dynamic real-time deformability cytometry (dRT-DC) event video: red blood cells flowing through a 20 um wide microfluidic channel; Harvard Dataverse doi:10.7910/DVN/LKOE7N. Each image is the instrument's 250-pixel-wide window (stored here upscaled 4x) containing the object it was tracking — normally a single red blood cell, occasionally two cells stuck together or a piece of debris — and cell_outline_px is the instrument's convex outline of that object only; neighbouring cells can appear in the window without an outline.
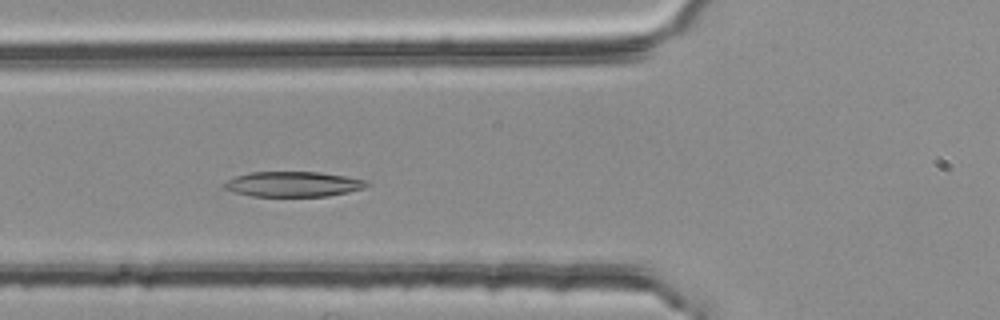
{"species": "common noctule bat (a hibernating species)", "species_latin": "Nyctalus noctula", "temperature_condition": "room temperature", "stored_images_in_passage": 43, "camera_frame_rate_fps": 3000, "um_per_image_px": 0.085, "animal": {"sex": "female", "body_mass_g": 25.1}, "frame": {"image": 1, "passage_image": 12, "time_ms": 3.667, "image_size_px": [1000, 320], "cell_outline_px": [[368, 184], [364, 188], [348, 192], [328, 196], [252, 196], [236, 192], [224, 188], [220, 184], [236, 176], [252, 172], [316, 172], [344, 176], [364, 180]], "centroid_in_image_um": [24.88, 15.65], "position_along_channel_um": 100.9, "area_um2": 20.63}}
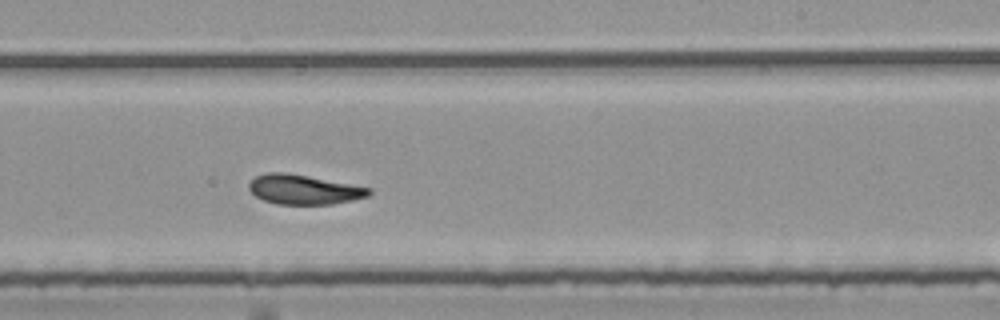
{"frame": {"image": 2, "passage_image": 25, "time_ms": 8.0, "image_size_px": [1000, 320], "cell_outline_px": [[372, 192], [368, 196], [352, 200], [332, 204], [276, 204], [264, 200], [256, 196], [248, 188], [248, 184], [256, 176], [268, 172], [288, 172], [372, 188]], "centroid_in_image_um": [25.83, 16.1], "position_along_channel_um": 263.2, "area_um2": 20.69}}
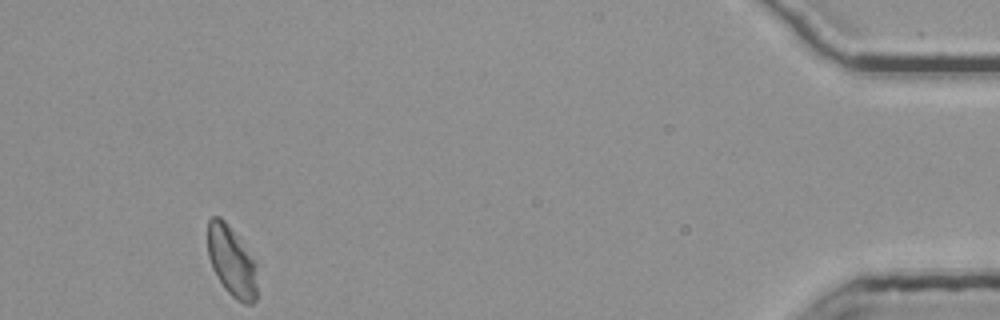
{"frame": {"image": 3, "passage_image": 43, "time_ms": 14.0, "image_size_px": [1000, 320], "cell_outline_px": [[256, 300], [252, 304], [244, 304], [236, 300], [224, 288], [216, 276], [212, 268], [208, 256], [208, 220], [212, 216], [220, 216], [224, 220], [236, 236], [256, 264]], "centroid_in_image_um": [19.66, 22.25], "position_along_channel_um": 415.5, "area_um2": 20.0}, "authors_computed_cell_mechanics": {"area_um2": 21.0392, "velocity_mm_per_s": 3.7414, "shape_relaxation_time_tau1_ms": 2.7939, "shape_relaxation_time_tau2_ms": 3.4343, "deformation_change_tau1": 0.1237, "deformation_change_tau2": 0.1056}}